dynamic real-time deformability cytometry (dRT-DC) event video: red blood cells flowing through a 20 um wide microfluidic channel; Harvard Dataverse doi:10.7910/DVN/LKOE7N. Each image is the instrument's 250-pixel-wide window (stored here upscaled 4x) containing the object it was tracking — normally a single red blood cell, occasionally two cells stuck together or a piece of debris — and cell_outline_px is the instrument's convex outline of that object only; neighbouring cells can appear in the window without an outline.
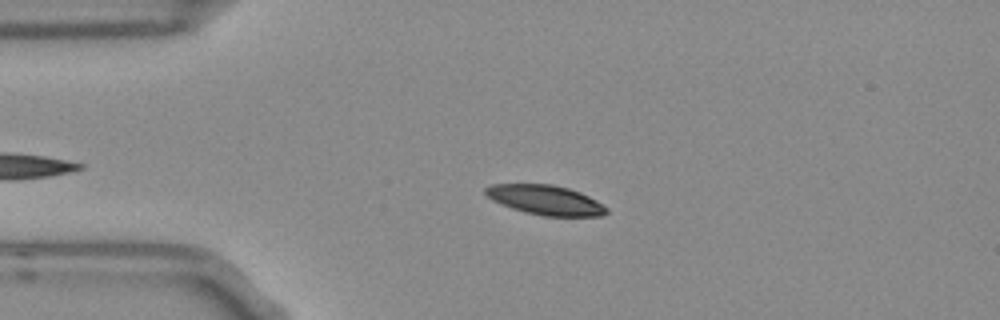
{"species": "Egyptian fruit bat (a non-hibernating species)", "species_latin": "Rousettus aegyptiacus", "temperature_condition": "room temperature", "stored_images_in_passage": 49, "camera_frame_rate_fps": 3000, "um_per_image_px": 0.085, "frame": {"image": 1, "passage_image": 12, "time_ms": 3.667, "image_size_px": [1000, 320], "cell_outline_px": [[608, 212], [600, 216], [544, 216], [512, 208], [492, 200], [484, 192], [484, 188], [492, 184], [552, 184], [568, 188], [580, 192], [596, 200], [608, 208]], "centroid_in_image_um": [46.37, 16.99], "position_along_channel_um": 38.6, "area_um2": 20.75}}
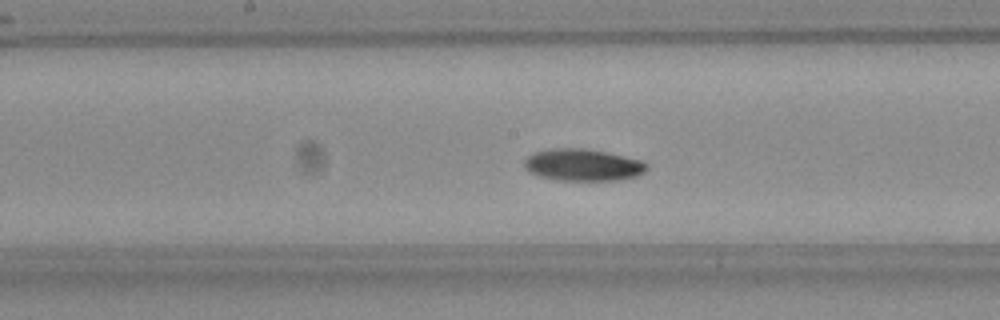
{"frame": {"image": 2, "passage_image": 27, "time_ms": 8.667, "image_size_px": [1000, 320], "cell_outline_px": [[648, 168], [644, 172], [636, 176], [616, 180], [556, 180], [540, 176], [528, 172], [524, 168], [524, 160], [528, 156], [536, 152], [556, 148], [580, 148], [604, 152], [640, 160], [648, 164]], "centroid_in_image_um": [49.52, 14.03], "position_along_channel_um": 198.7, "area_um2": 22.54}}
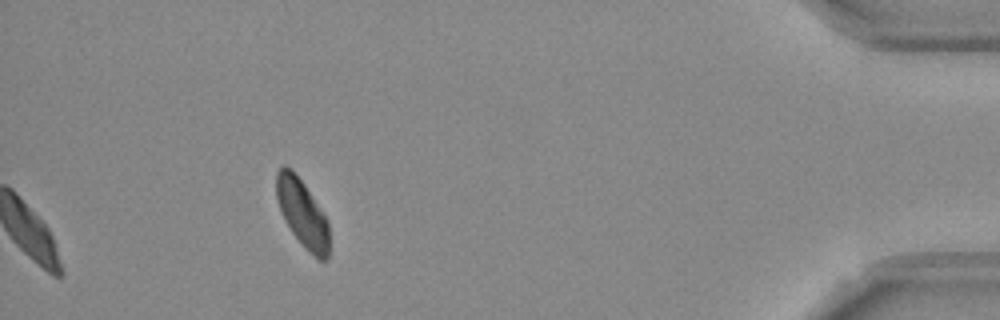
{"frame": {"image": 3, "passage_image": 49, "time_ms": 16.0, "image_size_px": [1000, 320], "cell_outline_px": [[328, 260], [320, 260], [308, 252], [292, 232], [284, 220], [280, 212], [276, 196], [276, 172], [284, 164], [292, 168], [304, 184], [328, 220]], "centroid_in_image_um": [25.67, 18.1], "position_along_channel_um": 409.5, "area_um2": 20.81}, "authors_computed_cell_mechanics": {"area_um2": 21.3282, "velocity_mm_per_s": 3.716, "shape_relaxation_time_tau1_ms": 3.9327, "shape_relaxation_time_tau2_ms": null, "deformation_change_tau1": 0.0966, "deformation_change_tau2": null}}